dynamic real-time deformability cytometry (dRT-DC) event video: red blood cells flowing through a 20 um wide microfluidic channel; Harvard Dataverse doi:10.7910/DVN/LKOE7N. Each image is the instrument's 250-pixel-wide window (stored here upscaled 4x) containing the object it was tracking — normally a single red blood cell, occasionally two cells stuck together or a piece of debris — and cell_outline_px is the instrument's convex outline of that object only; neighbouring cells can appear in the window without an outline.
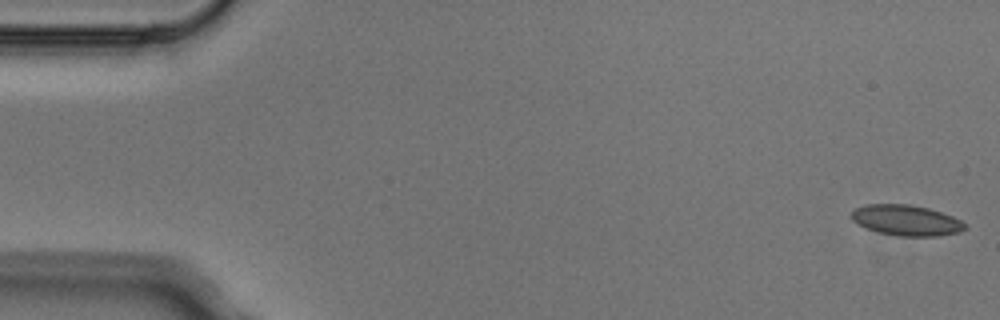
{"species": "Egyptian fruit bat (a non-hibernating species)", "species_latin": "Rousettus aegyptiacus", "temperature_condition": "cold", "stored_images_in_passage": 4, "camera_frame_rate_fps": 3000, "um_per_image_px": 0.085, "animal": {"sex": "male"}, "frame": {"image": 1, "passage_image": 1, "time_ms": 0.0, "image_size_px": [1000, 320], "cell_outline_px": [[968, 228], [960, 232], [936, 236], [900, 236], [880, 232], [868, 228], [852, 220], [852, 212], [856, 208], [864, 204], [908, 204], [928, 208], [952, 216], [960, 220]], "centroid_in_image_um": [77.06, 18.72], "position_along_channel_um": 7.9, "area_um2": 20.0}}